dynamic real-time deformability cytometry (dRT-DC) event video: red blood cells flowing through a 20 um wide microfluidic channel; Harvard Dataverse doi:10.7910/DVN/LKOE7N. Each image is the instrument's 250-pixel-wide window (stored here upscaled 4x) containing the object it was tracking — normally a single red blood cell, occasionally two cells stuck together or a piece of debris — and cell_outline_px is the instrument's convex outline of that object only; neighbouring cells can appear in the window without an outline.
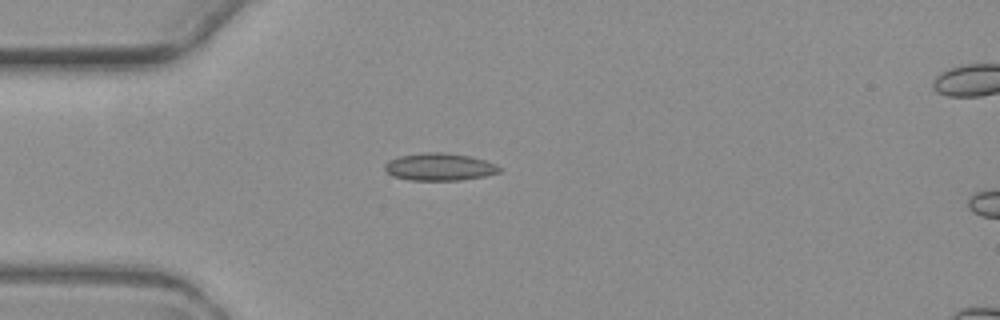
{"species": "common noctule bat (a hibernating species)", "species_latin": "Nyctalus noctula", "temperature_condition": "warm", "stored_images_in_passage": 5, "camera_frame_rate_fps": 3000, "um_per_image_px": 0.085, "animal": {"sex": "female", "body_mass_g": 19.3, "forearm_length_mm": 54.1}, "frame": {"image": 1, "passage_image": 3, "time_ms": 2.333, "image_size_px": [1000, 320], "cell_outline_px": [[500, 172], [484, 176], [460, 180], [412, 180], [392, 176], [384, 168], [384, 164], [388, 160], [400, 156], [424, 152], [444, 152], [472, 156], [496, 164], [500, 168]], "centroid_in_image_um": [37.35, 14.17], "position_along_channel_um": 47.7, "area_um2": 18.32}}
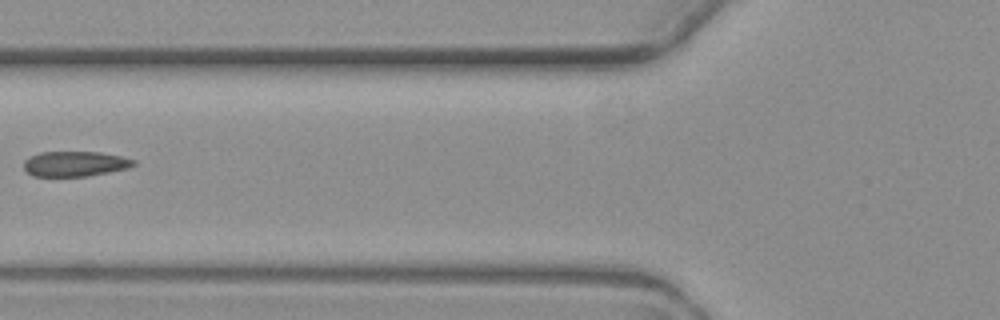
{"frame": {"image": 2, "passage_image": 5, "time_ms": 4.667, "image_size_px": [1000, 320], "cell_outline_px": [[136, 164], [128, 168], [88, 176], [32, 176], [24, 168], [24, 160], [28, 156], [40, 152], [100, 152], [120, 156], [136, 160]], "centroid_in_image_um": [6.36, 13.92], "position_along_channel_um": 119.4, "area_um2": 16.13}}